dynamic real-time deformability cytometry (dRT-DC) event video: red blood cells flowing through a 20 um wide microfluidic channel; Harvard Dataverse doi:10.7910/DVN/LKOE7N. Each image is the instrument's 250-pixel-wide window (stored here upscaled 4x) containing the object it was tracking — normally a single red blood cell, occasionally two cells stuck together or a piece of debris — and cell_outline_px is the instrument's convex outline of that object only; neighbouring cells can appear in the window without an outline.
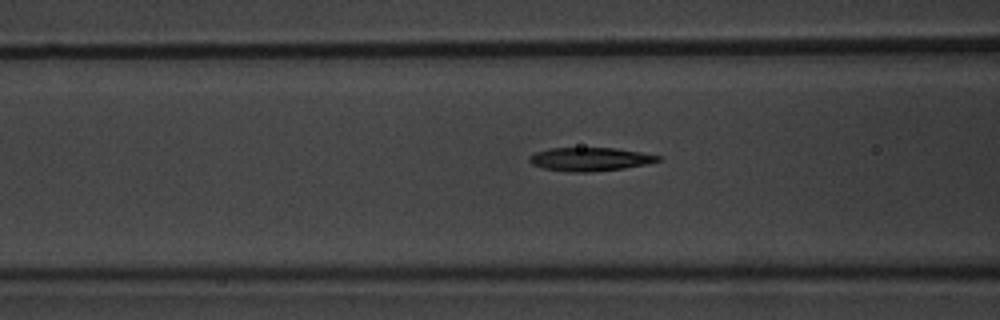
{"species": "common noctule bat (a hibernating species)", "species_latin": "Nyctalus noctula", "temperature_condition": "warm", "stored_images_in_passage": 41, "camera_frame_rate_fps": 3000, "um_per_image_px": 0.085, "animal": {"sex": "male", "body_mass_g": 20.1, "forearm_length_mm": 53.5}, "frame": {"image": 1, "passage_image": 9, "time_ms": 2.667, "image_size_px": [1000, 320], "cell_outline_px": [[660, 160], [644, 164], [624, 168], [588, 172], [572, 172], [544, 168], [532, 164], [528, 160], [528, 156], [536, 152], [552, 148], [616, 148], [640, 152], [660, 156]], "centroid_in_image_um": [50.11, 13.53], "position_along_channel_um": 116.5, "area_um2": 17.34}}
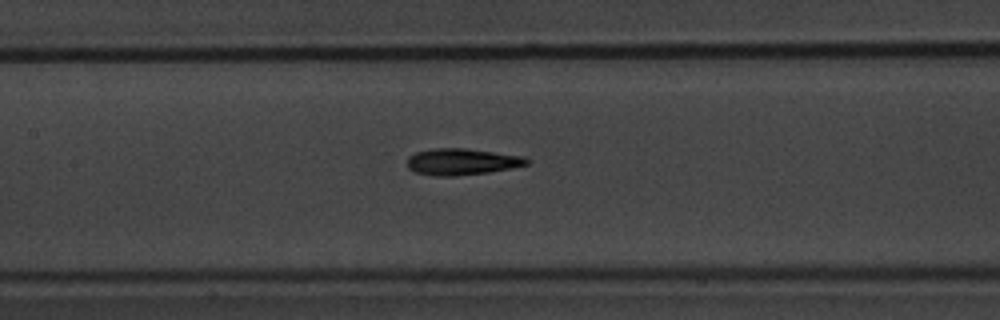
{"frame": {"image": 2, "passage_image": 13, "time_ms": 4.0, "image_size_px": [1000, 320], "cell_outline_px": [[528, 164], [488, 172], [452, 176], [436, 176], [416, 172], [408, 168], [408, 156], [416, 152], [432, 148], [464, 148], [524, 156], [528, 160]], "centroid_in_image_um": [39.22, 13.74], "position_along_channel_um": 168.2, "area_um2": 18.21}}
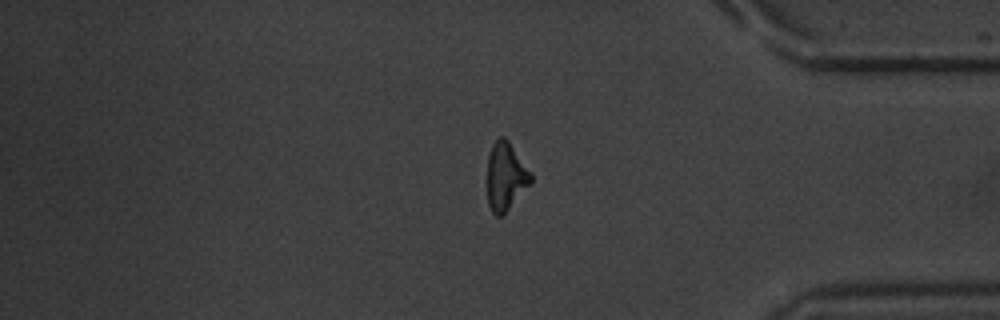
{"frame": {"image": 3, "passage_image": 32, "time_ms": 10.333, "image_size_px": [1000, 320], "cell_outline_px": [[532, 180], [504, 216], [496, 216], [492, 212], [488, 204], [488, 156], [492, 144], [500, 136], [504, 136], [508, 140], [532, 172]], "centroid_in_image_um": [42.99, 15.0], "position_along_channel_um": 392.2, "area_um2": 17.34}, "authors_computed_cell_mechanics": {"area_um2": 17.3978, "velocity_mm_per_s": 3.8675, "shape_relaxation_time_tau1_ms": 3.4539, "shape_relaxation_time_tau2_ms": 3.0702, "deformation_change_tau1": 0.1609, "deformation_change_tau2": 0.123}}